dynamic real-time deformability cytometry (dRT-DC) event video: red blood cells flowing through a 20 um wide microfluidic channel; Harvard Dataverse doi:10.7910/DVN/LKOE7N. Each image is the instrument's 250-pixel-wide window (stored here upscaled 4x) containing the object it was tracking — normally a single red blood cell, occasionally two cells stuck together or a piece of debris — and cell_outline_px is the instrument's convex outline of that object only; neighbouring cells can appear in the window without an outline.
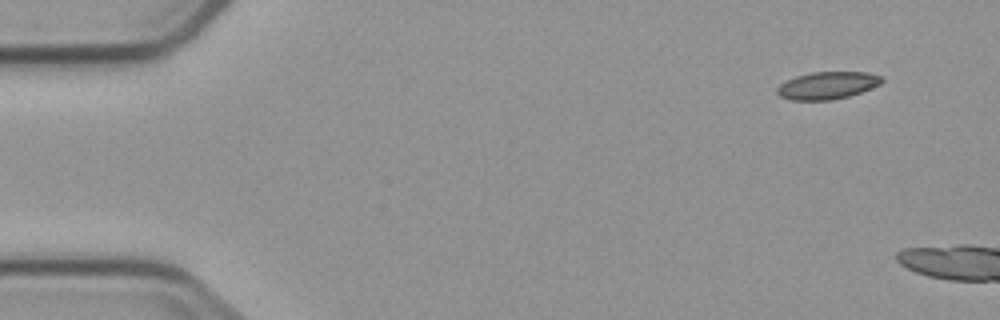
{"species": "common noctule bat (a hibernating species)", "species_latin": "Nyctalus noctula", "temperature_condition": "cold", "stored_images_in_passage": 3, "segment_of_instrument_passage": [2, 2], "camera_frame_rate_fps": 3000, "um_per_image_px": 0.085, "animal": {"sex": "male", "body_mass_g": 23.1, "forearm_length_mm": 52.7}, "frame": {"image": 1, "passage_image": 3, "time_ms": 4.667, "image_size_px": [1000, 320], "cell_outline_px": [[884, 80], [880, 84], [860, 92], [848, 96], [832, 100], [792, 100], [780, 96], [776, 92], [776, 88], [780, 84], [796, 76], [812, 72], [868, 72], [880, 76]], "centroid_in_image_um": [70.31, 7.26], "position_along_channel_um": 14.7, "area_um2": 16.59}}